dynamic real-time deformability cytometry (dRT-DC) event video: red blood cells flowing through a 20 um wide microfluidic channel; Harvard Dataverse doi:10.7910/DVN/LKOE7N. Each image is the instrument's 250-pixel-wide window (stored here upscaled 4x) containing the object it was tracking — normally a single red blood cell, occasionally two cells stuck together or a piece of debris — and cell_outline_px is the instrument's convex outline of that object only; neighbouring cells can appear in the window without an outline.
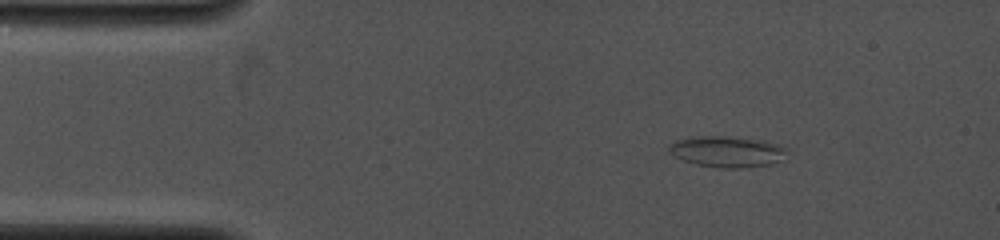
{"species": "common noctule bat (a hibernating species)", "species_latin": "Nyctalus noctula", "temperature_condition": "cold", "stored_images_in_passage": 6, "camera_frame_rate_fps": 4000, "um_per_image_px": 0.085, "animal": {"sex": "female", "body_mass_g": 19.0, "forearm_length_mm": 53.3}, "frame": {"image": 1, "passage_image": 3, "time_ms": 1.25, "image_size_px": [1000, 240], "cell_outline_px": [[788, 148], [784, 160], [772, 164], [744, 168], [716, 168], [696, 164], [684, 160], [668, 152], [668, 148], [676, 140], [692, 136], [728, 136], [764, 140], [780, 144]], "centroid_in_image_um": [61.87, 12.89], "position_along_channel_um": 23.1, "area_um2": 21.73}}
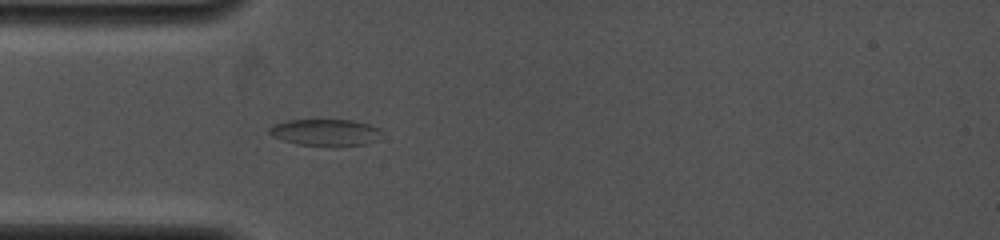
{"frame": {"image": 2, "passage_image": 6, "time_ms": 3.5, "image_size_px": [1000, 240], "cell_outline_px": [[384, 132], [380, 140], [364, 144], [336, 148], [296, 144], [272, 136], [268, 132], [268, 128], [272, 124], [288, 120], [352, 120], [368, 124], [380, 128]], "centroid_in_image_um": [27.71, 11.28], "position_along_channel_um": 57.3, "area_um2": 18.21}}